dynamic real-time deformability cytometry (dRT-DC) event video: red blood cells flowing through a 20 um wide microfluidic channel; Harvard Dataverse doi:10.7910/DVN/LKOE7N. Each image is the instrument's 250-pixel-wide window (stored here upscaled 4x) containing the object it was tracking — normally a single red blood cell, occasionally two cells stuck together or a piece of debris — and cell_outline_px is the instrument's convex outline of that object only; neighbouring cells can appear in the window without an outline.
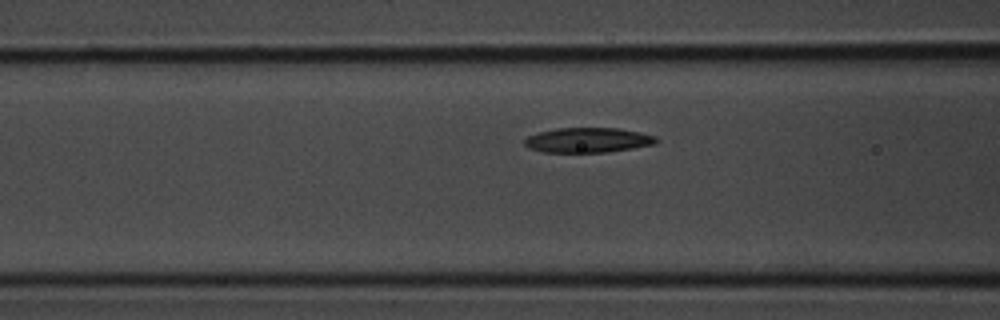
{"species": "common noctule bat (a hibernating species)", "species_latin": "Nyctalus noctula", "temperature_condition": "room temperature", "stored_images_in_passage": 13, "camera_frame_rate_fps": 3000, "um_per_image_px": 0.085, "animal": {"sex": "male", "body_mass_g": 20.1, "forearm_length_mm": 53.5}, "frame": {"image": 1, "passage_image": 11, "time_ms": 3.333, "image_size_px": [1000, 320], "cell_outline_px": [[656, 144], [608, 152], [544, 152], [528, 148], [524, 144], [524, 140], [528, 136], [540, 132], [556, 128], [620, 128], [640, 132], [656, 136]], "centroid_in_image_um": [49.97, 11.91], "position_along_channel_um": 116.6, "area_um2": 19.07}}